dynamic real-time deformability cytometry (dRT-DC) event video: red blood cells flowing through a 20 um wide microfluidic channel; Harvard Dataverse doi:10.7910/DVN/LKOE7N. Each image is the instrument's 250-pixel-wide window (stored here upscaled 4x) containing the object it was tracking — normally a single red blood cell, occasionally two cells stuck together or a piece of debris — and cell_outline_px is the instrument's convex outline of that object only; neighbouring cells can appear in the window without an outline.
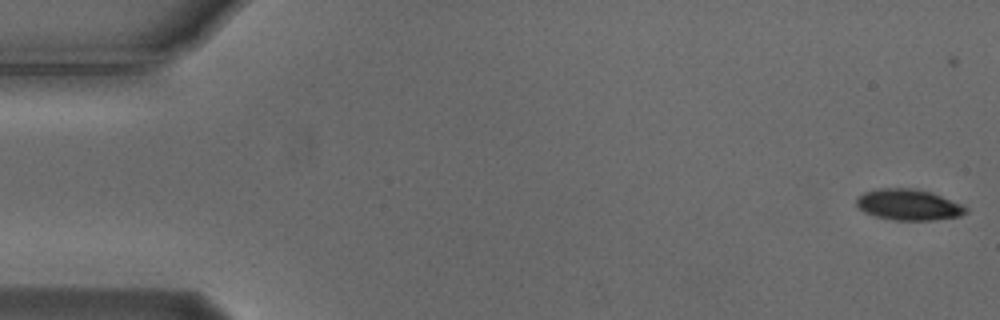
{"species": "Egyptian fruit bat (a non-hibernating species)", "species_latin": "Rousettus aegyptiacus", "temperature_condition": "cold", "stored_images_in_passage": 56, "camera_frame_rate_fps": 3000, "um_per_image_px": 0.085, "animal": {"sex": "male"}, "frame": {"image": 1, "passage_image": 1, "time_ms": 0.0, "image_size_px": [1000, 320], "cell_outline_px": [[968, 212], [960, 216], [932, 220], [896, 220], [876, 216], [864, 212], [856, 204], [856, 196], [864, 192], [876, 188], [912, 188], [932, 192], [960, 204], [968, 208]], "centroid_in_image_um": [77.2, 17.39], "position_along_channel_um": 7.8, "area_um2": 19.77}}
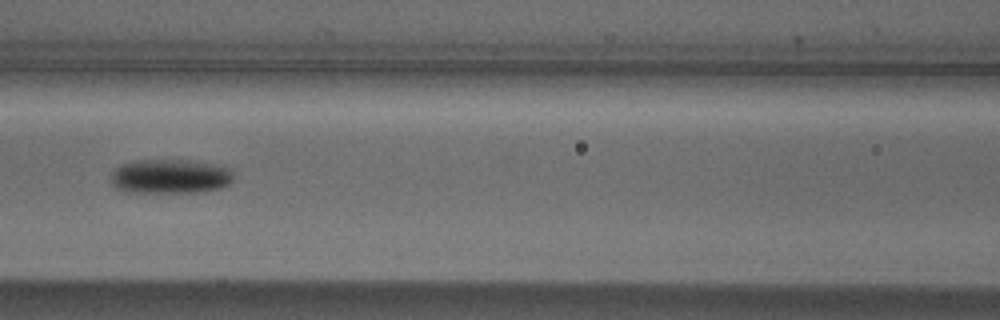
{"frame": {"image": 2, "passage_image": 24, "time_ms": 7.667, "image_size_px": [1000, 320], "cell_outline_px": [[232, 184], [224, 188], [204, 192], [128, 192], [116, 188], [112, 184], [112, 172], [116, 168], [132, 160], [196, 160], [216, 164], [232, 168]], "centroid_in_image_um": [14.55, 14.99], "position_along_channel_um": 152.1, "area_um2": 25.03}}
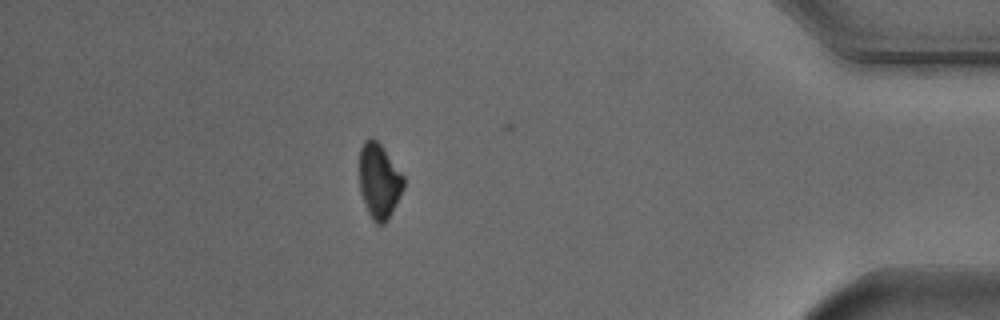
{"frame": {"image": 3, "passage_image": 48, "time_ms": 15.667, "image_size_px": [1000, 320], "cell_outline_px": [[404, 188], [388, 220], [384, 224], [376, 224], [372, 220], [368, 212], [360, 192], [360, 148], [364, 140], [372, 136], [384, 148], [404, 176]], "centroid_in_image_um": [32.23, 15.38], "position_along_channel_um": 403.0, "area_um2": 19.42}, "authors_computed_cell_mechanics": {"area_um2": 21.0681, "velocity_mm_per_s": 3.7264, "shape_relaxation_time_tau1_ms": 3.6321, "shape_relaxation_time_tau2_ms": null, "deformation_change_tau1": 0.1174, "deformation_change_tau2": null}}